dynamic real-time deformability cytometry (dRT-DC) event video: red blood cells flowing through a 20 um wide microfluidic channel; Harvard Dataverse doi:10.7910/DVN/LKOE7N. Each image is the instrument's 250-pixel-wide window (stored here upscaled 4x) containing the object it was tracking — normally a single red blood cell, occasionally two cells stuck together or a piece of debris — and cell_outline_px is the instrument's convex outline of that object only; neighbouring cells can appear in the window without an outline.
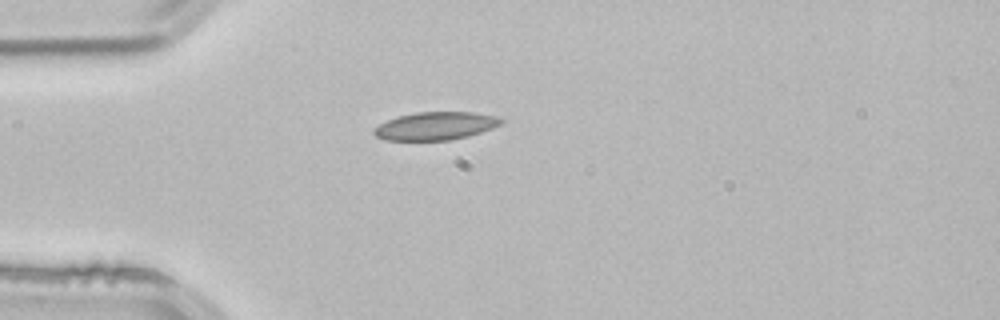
{"species": "common noctule bat (a hibernating species)", "species_latin": "Nyctalus noctula", "temperature_condition": "room temperature", "stored_images_in_passage": 1, "camera_frame_rate_fps": 3000, "um_per_image_px": 0.085, "animal": {"sex": "male", "body_mass_g": 21.5, "forearm_length_mm": 52.0}, "frame": {"image": 1, "passage_image": 1, "time_ms": 0.0, "image_size_px": [1000, 320], "cell_outline_px": [[504, 120], [500, 124], [492, 128], [468, 136], [448, 140], [384, 140], [376, 136], [372, 132], [372, 128], [396, 116], [416, 112], [476, 112], [500, 116]], "centroid_in_image_um": [37.02, 10.69], "position_along_channel_um": 48.0, "area_um2": 20.87}}